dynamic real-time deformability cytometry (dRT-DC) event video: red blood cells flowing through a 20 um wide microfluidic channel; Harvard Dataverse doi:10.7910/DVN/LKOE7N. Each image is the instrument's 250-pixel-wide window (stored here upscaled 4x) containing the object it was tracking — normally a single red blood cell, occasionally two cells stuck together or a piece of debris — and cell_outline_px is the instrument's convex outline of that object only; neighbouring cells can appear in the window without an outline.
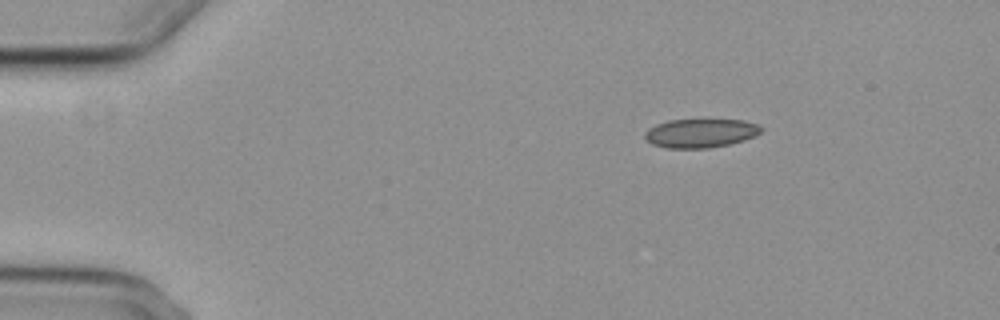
{"species": "common noctule bat (a hibernating species)", "species_latin": "Nyctalus noctula", "temperature_condition": "cold", "stored_images_in_passage": 4, "camera_frame_rate_fps": 3000, "um_per_image_px": 0.085, "animal": {"sex": "female", "body_mass_g": 29.2, "forearm_length_mm": 56.3}, "frame": {"image": 1, "passage_image": 1, "time_ms": 0.0, "image_size_px": [1000, 320], "cell_outline_px": [[764, 128], [756, 136], [744, 140], [728, 144], [708, 148], [668, 148], [652, 144], [644, 136], [644, 132], [648, 128], [656, 124], [668, 120], [744, 120], [760, 124]], "centroid_in_image_um": [59.57, 11.31], "position_along_channel_um": 25.4, "area_um2": 19.59}}
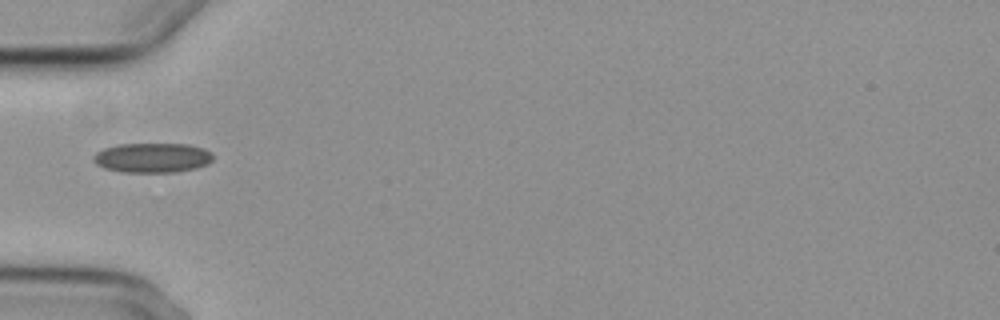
{"frame": {"image": 2, "passage_image": 4, "time_ms": 3.333, "image_size_px": [1000, 320], "cell_outline_px": [[212, 160], [208, 164], [196, 168], [176, 172], [120, 172], [104, 168], [96, 164], [92, 160], [92, 156], [96, 152], [104, 148], [120, 144], [188, 144], [204, 148], [212, 152]], "centroid_in_image_um": [12.94, 13.41], "position_along_channel_um": 72.1, "area_um2": 20.87}}